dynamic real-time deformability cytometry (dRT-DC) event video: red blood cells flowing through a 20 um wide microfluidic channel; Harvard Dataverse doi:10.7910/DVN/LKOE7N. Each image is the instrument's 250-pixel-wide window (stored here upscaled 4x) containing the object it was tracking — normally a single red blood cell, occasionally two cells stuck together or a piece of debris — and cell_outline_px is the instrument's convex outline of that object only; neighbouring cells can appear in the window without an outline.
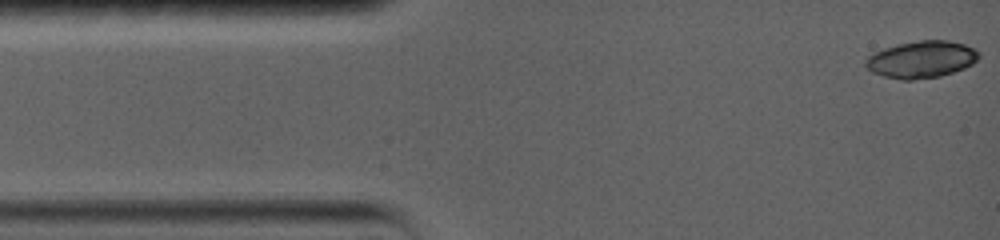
{"species": "common noctule bat (a hibernating species)", "species_latin": "Nyctalus noctula", "temperature_condition": "warm", "stored_images_in_passage": 9, "camera_frame_rate_fps": 5000, "um_per_image_px": 0.085, "animal": {"sex": "female", "body_mass_g": 19.0, "forearm_length_mm": 56.7}, "frame": {"image": 1, "passage_image": 1, "time_ms": 0.0, "image_size_px": [1000, 240], "cell_outline_px": [[980, 56], [972, 64], [964, 68], [940, 76], [912, 80], [900, 80], [884, 76], [872, 72], [864, 64], [864, 60], [872, 52], [896, 44], [920, 40], [948, 40], [964, 44], [980, 52]], "centroid_in_image_um": [78.29, 5.04], "position_along_channel_um": 6.7, "area_um2": 24.51}}
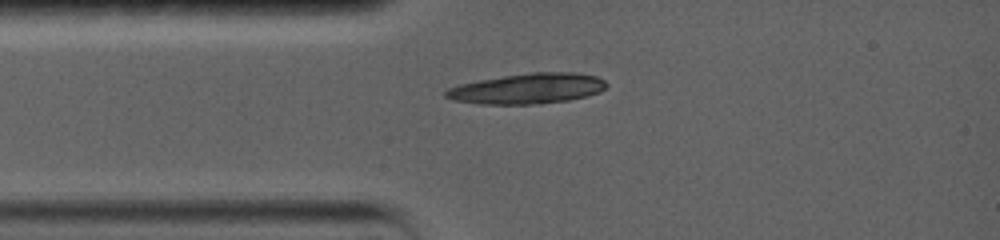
{"frame": {"image": 2, "passage_image": 9, "time_ms": 3.0, "image_size_px": [1000, 240], "cell_outline_px": [[608, 84], [600, 92], [588, 96], [568, 100], [540, 104], [480, 104], [452, 100], [444, 96], [444, 92], [448, 88], [460, 84], [480, 80], [504, 76], [532, 72], [572, 72], [596, 76], [604, 80]], "centroid_in_image_um": [44.84, 7.53], "position_along_channel_um": 40.2, "area_um2": 28.5}}